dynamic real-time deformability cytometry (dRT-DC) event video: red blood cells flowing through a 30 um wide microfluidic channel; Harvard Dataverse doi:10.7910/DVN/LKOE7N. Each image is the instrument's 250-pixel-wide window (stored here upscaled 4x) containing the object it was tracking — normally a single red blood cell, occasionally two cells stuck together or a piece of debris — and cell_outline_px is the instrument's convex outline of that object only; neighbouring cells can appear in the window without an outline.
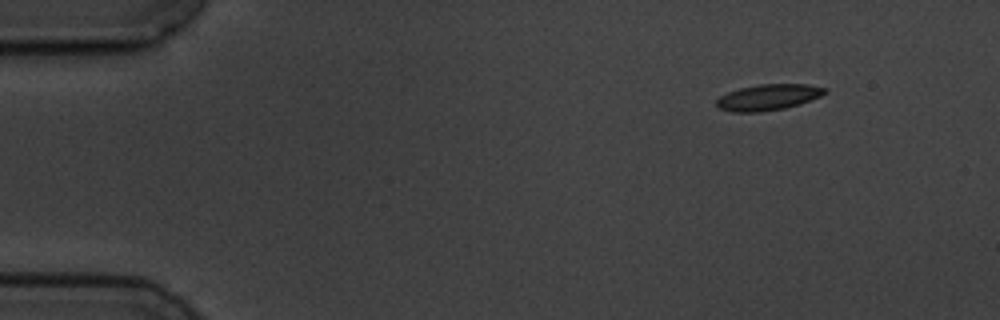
{"species": "common noctule bat (a hibernating species)", "species_latin": "Nyctalus noctula", "temperature_condition": "cold", "stored_images_in_passage": 4, "camera_frame_rate_fps": 3000, "um_per_image_px": 0.085, "animal": {"sex": "male", "body_mass_g": 19.5, "forearm_length_mm": 54.6}, "frame": {"image": 1, "passage_image": 1, "time_ms": 0.0, "image_size_px": [1000, 320], "cell_outline_px": [[828, 92], [820, 96], [800, 104], [784, 108], [756, 112], [732, 112], [720, 108], [716, 104], [716, 100], [720, 96], [728, 92], [740, 88], [760, 84], [808, 84], [828, 88]], "centroid_in_image_um": [65.32, 8.25], "position_along_channel_um": 19.7, "area_um2": 16.36}}
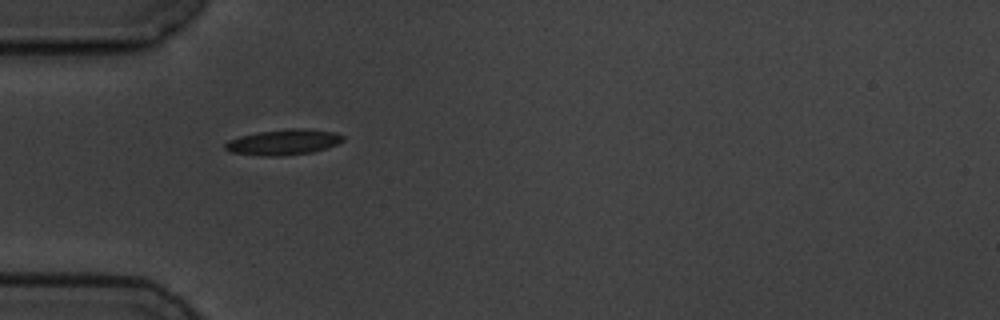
{"frame": {"image": 2, "passage_image": 4, "time_ms": 3.667, "image_size_px": [1000, 320], "cell_outline_px": [[344, 140], [336, 144], [312, 152], [280, 156], [264, 156], [228, 152], [224, 148], [224, 144], [228, 140], [240, 136], [256, 132], [288, 128], [308, 128], [336, 132], [344, 136]], "centroid_in_image_um": [24.07, 12.07], "position_along_channel_um": 60.9, "area_um2": 17.74}}